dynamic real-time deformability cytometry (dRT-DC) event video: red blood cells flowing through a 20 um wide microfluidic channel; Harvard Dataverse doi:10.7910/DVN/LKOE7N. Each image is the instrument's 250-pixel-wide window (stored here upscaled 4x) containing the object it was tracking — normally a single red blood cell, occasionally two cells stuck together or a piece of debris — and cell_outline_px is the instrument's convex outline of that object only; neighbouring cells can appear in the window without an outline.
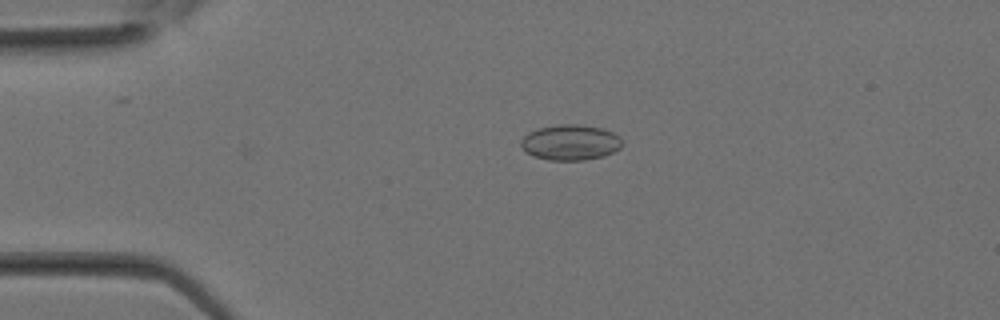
{"species": "Egyptian fruit bat (a non-hibernating species)", "species_latin": "Rousettus aegyptiacus", "temperature_condition": "room temperature", "stored_images_in_passage": 26, "camera_frame_rate_fps": 3000, "um_per_image_px": 0.085, "animal": {"sex": "female"}, "frame": {"image": 1, "passage_image": 1, "time_ms": 0.0, "image_size_px": [1000, 320], "cell_outline_px": [[624, 144], [620, 148], [604, 156], [584, 160], [548, 160], [532, 156], [524, 152], [520, 144], [520, 140], [528, 132], [540, 128], [560, 124], [576, 124], [604, 128], [620, 136], [624, 140]], "centroid_in_image_um": [48.49, 12.11], "position_along_channel_um": 36.5, "area_um2": 21.27}}
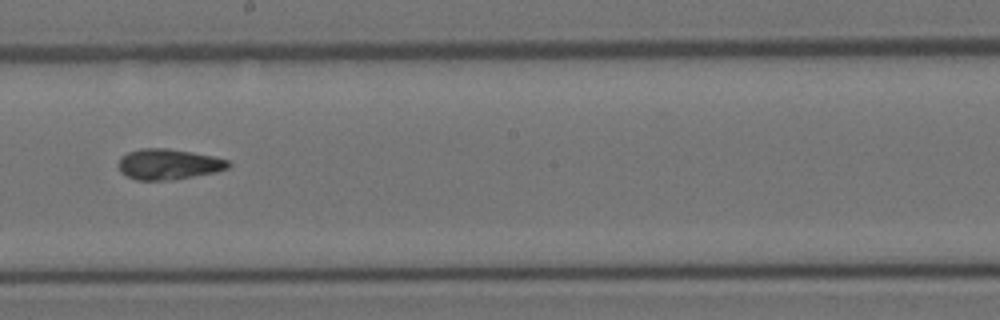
{"frame": {"image": 2, "passage_image": 12, "time_ms": 3.667, "image_size_px": [1000, 320], "cell_outline_px": [[232, 164], [228, 168], [216, 172], [168, 180], [136, 180], [120, 172], [116, 164], [120, 156], [128, 152], [140, 148], [168, 148], [192, 152], [212, 156], [228, 160]], "centroid_in_image_um": [14.27, 13.95], "position_along_channel_um": 233.9, "area_um2": 19.71}}
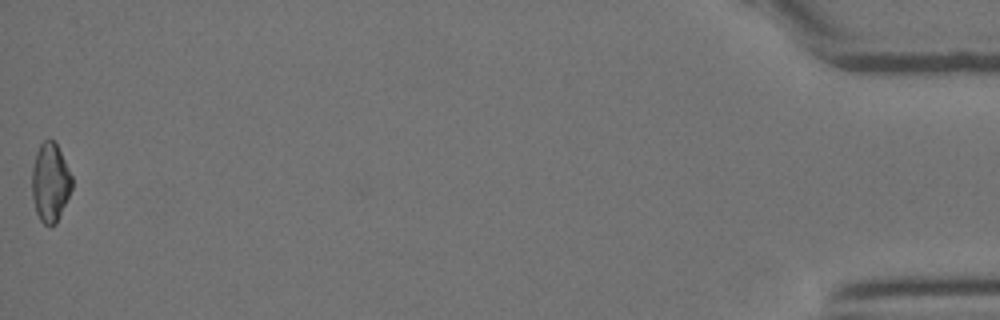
{"frame": {"image": 3, "passage_image": 26, "time_ms": 8.333, "image_size_px": [1000, 320], "cell_outline_px": [[72, 188], [56, 224], [48, 228], [40, 220], [36, 212], [32, 196], [32, 168], [36, 152], [40, 144], [44, 140], [52, 140], [56, 144], [72, 176]], "centroid_in_image_um": [4.26, 15.55], "position_along_channel_um": 430.9, "area_um2": 18.26}}